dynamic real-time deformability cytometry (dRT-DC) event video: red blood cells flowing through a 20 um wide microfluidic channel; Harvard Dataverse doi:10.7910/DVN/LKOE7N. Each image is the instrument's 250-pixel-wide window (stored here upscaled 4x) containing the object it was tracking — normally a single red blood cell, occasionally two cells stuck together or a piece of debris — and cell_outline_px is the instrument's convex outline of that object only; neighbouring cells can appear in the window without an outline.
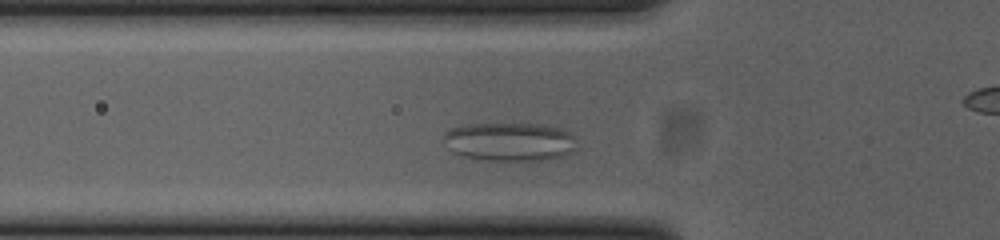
{"species": "common noctule bat (a hibernating species)", "species_latin": "Nyctalus noctula", "temperature_condition": "cold", "stored_images_in_passage": 30, "camera_frame_rate_fps": 3000, "um_per_image_px": 0.085, "animal": {"sex": "female", "body_mass_g": 23.0, "forearm_length_mm": 53.4}, "frame": {"image": 1, "passage_image": 2, "time_ms": 0.333, "image_size_px": [1000, 240], "cell_outline_px": [[572, 152], [548, 160], [488, 160], [464, 156], [452, 152], [448, 148], [444, 136], [444, 132], [452, 128], [468, 124], [540, 124], [560, 128], [572, 132]], "centroid_in_image_um": [43.29, 12.04], "position_along_channel_um": 82.5, "area_um2": 29.54}}
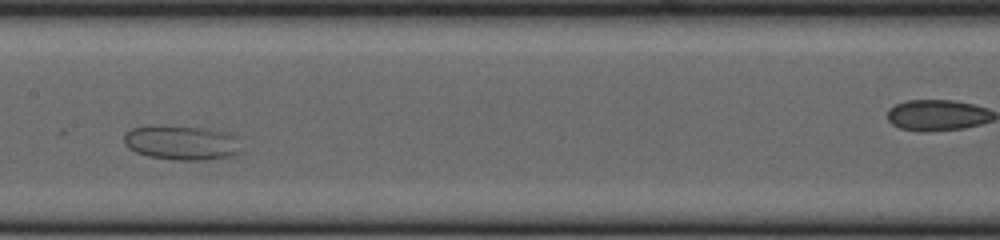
{"frame": {"image": 2, "passage_image": 11, "time_ms": 3.333, "image_size_px": [1000, 240], "cell_outline_px": [[244, 152], [232, 156], [204, 160], [172, 160], [148, 156], [136, 152], [128, 148], [124, 144], [124, 136], [132, 128], [204, 128], [236, 136]], "centroid_in_image_um": [15.51, 12.19], "position_along_channel_um": 191.9, "area_um2": 22.89}}
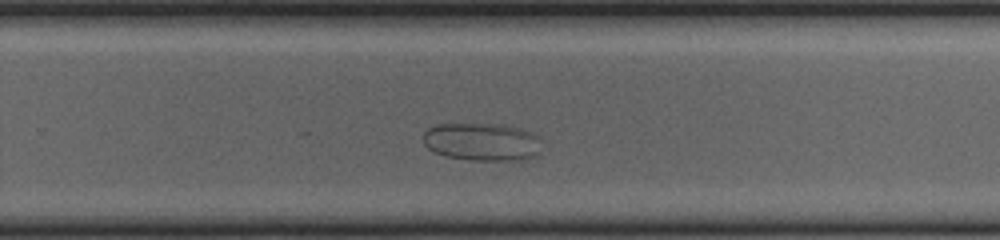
{"frame": {"image": 3, "passage_image": 19, "time_ms": 6.0, "image_size_px": [1000, 240], "cell_outline_px": [[540, 136], [536, 156], [524, 160], [468, 160], [444, 156], [428, 148], [424, 144], [424, 132], [428, 128], [436, 124], [500, 124], [520, 128], [532, 132]], "centroid_in_image_um": [40.96, 12.05], "position_along_channel_um": 288.8, "area_um2": 26.24}}